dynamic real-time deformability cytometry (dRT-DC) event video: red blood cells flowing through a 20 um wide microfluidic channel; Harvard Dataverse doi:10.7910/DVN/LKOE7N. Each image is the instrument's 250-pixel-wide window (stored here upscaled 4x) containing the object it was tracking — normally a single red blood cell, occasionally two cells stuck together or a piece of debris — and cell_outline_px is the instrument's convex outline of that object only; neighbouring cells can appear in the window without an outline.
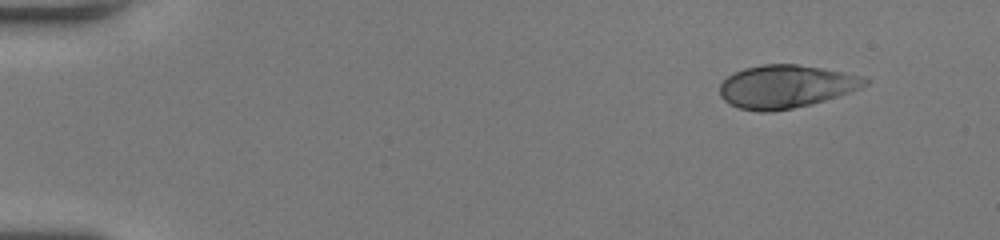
{"species": "human", "species_latin": "Homo sapiens", "temperature_condition": "room temperature", "stored_images_in_passage": 48, "camera_frame_rate_fps": 3000, "um_per_image_px": 0.085, "donor": {"sex": "female"}, "frame": {"image": 1, "passage_image": 1, "time_ms": 0.0, "image_size_px": [1000, 240], "cell_outline_px": [[872, 80], [868, 84], [860, 88], [812, 104], [772, 112], [760, 112], [740, 108], [724, 100], [720, 96], [720, 84], [728, 76], [744, 68], [760, 64], [796, 64], [820, 68], [864, 76]], "centroid_in_image_um": [66.8, 7.35], "position_along_channel_um": 18.2, "area_um2": 36.24}}
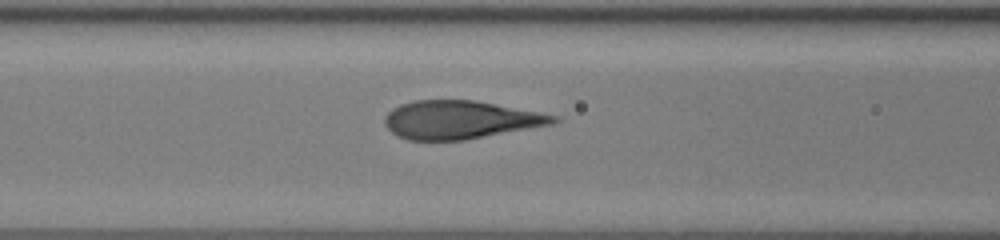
{"frame": {"image": 2, "passage_image": 19, "time_ms": 6.0, "image_size_px": [1000, 240], "cell_outline_px": [[560, 120], [556, 124], [464, 140], [408, 140], [396, 136], [384, 124], [384, 116], [392, 108], [400, 104], [412, 100], [472, 100], [536, 112], [556, 116]], "centroid_in_image_um": [39.07, 10.19], "position_along_channel_um": 127.5, "area_um2": 37.45}}
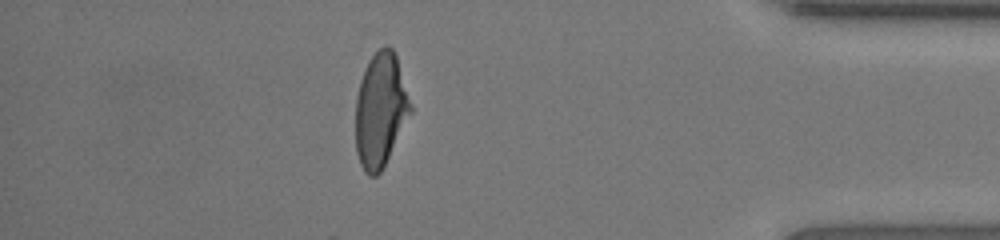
{"frame": {"image": 3, "passage_image": 42, "time_ms": 13.667, "image_size_px": [1000, 240], "cell_outline_px": [[412, 112], [380, 172], [376, 176], [368, 176], [364, 172], [360, 164], [356, 152], [356, 96], [360, 80], [364, 68], [368, 60], [384, 44], [388, 44], [392, 48], [396, 56], [412, 108]], "centroid_in_image_um": [32.32, 9.34], "position_along_channel_um": 402.9, "area_um2": 36.36}, "authors_computed_cell_mechanics": {"area_um2": 37.8301, "velocity_mm_per_s": 4.0577, "shape_relaxation_time_tau1_ms": 4.2102, "shape_relaxation_time_tau2_ms": null, "deformation_change_tau1": 0.2084, "deformation_change_tau2": null}}